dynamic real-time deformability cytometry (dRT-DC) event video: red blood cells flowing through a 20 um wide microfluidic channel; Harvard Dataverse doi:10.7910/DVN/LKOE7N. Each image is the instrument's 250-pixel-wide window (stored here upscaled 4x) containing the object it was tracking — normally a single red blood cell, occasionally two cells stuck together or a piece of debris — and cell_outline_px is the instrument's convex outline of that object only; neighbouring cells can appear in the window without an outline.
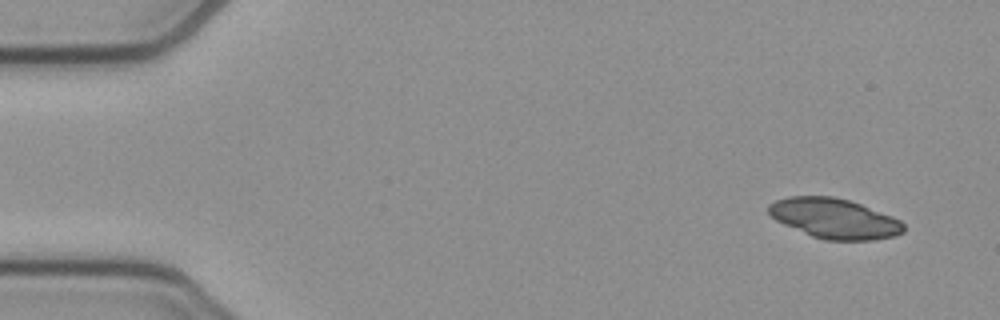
{"species": "common noctule bat (a hibernating species)", "species_latin": "Nyctalus noctula", "temperature_condition": "cold", "stored_images_in_passage": 53, "segment_of_instrument_passage": [1, 2], "camera_frame_rate_fps": 3000, "um_per_image_px": 0.085, "animal": {"sex": "female", "body_mass_g": 21.9}, "frame": {"image": 1, "passage_image": 3, "time_ms": 0.667, "image_size_px": [1000, 320], "cell_outline_px": [[904, 232], [896, 236], [872, 240], [824, 240], [812, 236], [784, 224], [776, 220], [768, 212], [768, 204], [776, 200], [788, 196], [832, 196], [848, 200], [860, 204], [892, 216], [900, 220], [904, 224]], "centroid_in_image_um": [70.93, 18.57], "position_along_channel_um": 14.1, "area_um2": 31.39}}